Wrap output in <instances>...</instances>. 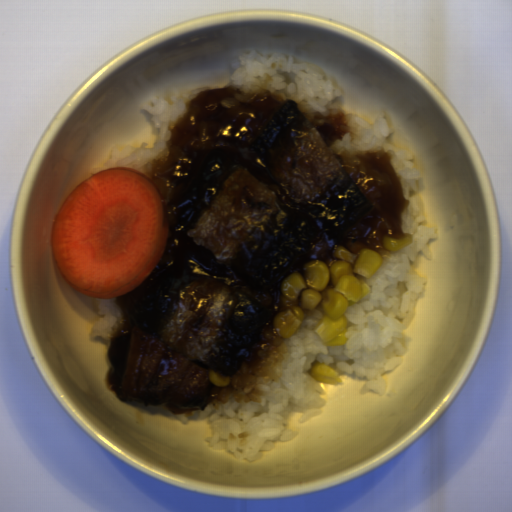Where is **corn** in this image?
<instances>
[{"instance_id": "51d56268", "label": "corn", "mask_w": 512, "mask_h": 512, "mask_svg": "<svg viewBox=\"0 0 512 512\" xmlns=\"http://www.w3.org/2000/svg\"><path fill=\"white\" fill-rule=\"evenodd\" d=\"M382 243L386 252L370 247L354 252L342 244L335 246L329 267L320 260H311L304 266L303 275L294 273L284 280L281 298L285 311L271 324L275 332L283 339L293 337L306 316L321 308V319L312 332L324 346L344 347L350 339L345 335L348 320L344 313L367 298L372 289L365 280L387 257L413 243V234L382 237Z\"/></svg>"}, {"instance_id": "f1292c28", "label": "corn", "mask_w": 512, "mask_h": 512, "mask_svg": "<svg viewBox=\"0 0 512 512\" xmlns=\"http://www.w3.org/2000/svg\"><path fill=\"white\" fill-rule=\"evenodd\" d=\"M308 373L313 381L317 383H324L326 385L344 383L339 377L337 370L326 363L316 362L312 364L311 370Z\"/></svg>"}, {"instance_id": "5cfa1b94", "label": "corn", "mask_w": 512, "mask_h": 512, "mask_svg": "<svg viewBox=\"0 0 512 512\" xmlns=\"http://www.w3.org/2000/svg\"><path fill=\"white\" fill-rule=\"evenodd\" d=\"M209 381L211 382L212 385L223 387L221 390H224V388L229 386L231 383L230 374L221 375L211 369L209 374Z\"/></svg>"}]
</instances>
